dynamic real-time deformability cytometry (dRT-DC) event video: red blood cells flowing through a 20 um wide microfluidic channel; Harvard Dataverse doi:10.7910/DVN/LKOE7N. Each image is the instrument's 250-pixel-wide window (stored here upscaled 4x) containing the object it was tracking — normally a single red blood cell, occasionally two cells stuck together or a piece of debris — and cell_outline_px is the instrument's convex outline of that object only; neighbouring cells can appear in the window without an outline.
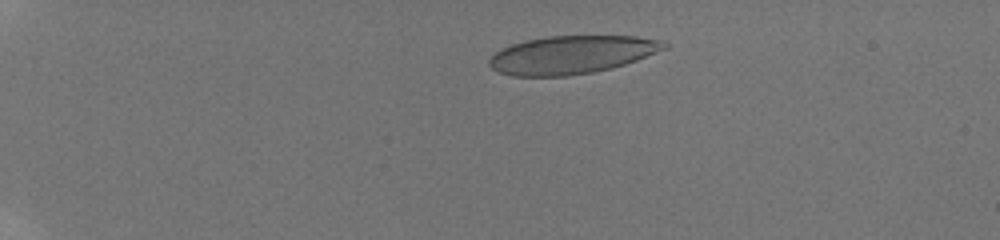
{"species": "human", "species_latin": "Homo sapiens", "temperature_condition": "room temperature", "stored_images_in_passage": 9, "camera_frame_rate_fps": 3000, "um_per_image_px": 0.085, "donor": {"sex": "male"}, "frame": {"image": 1, "passage_image": 1, "time_ms": 0.0, "image_size_px": [1000, 240], "cell_outline_px": [[668, 48], [636, 60], [612, 68], [592, 72], [568, 76], [512, 76], [500, 72], [492, 68], [488, 64], [488, 60], [500, 48], [524, 40], [548, 36], [636, 36], [664, 40], [668, 44]], "centroid_in_image_um": [48.6, 4.65], "position_along_channel_um": 36.4, "area_um2": 38.96}}
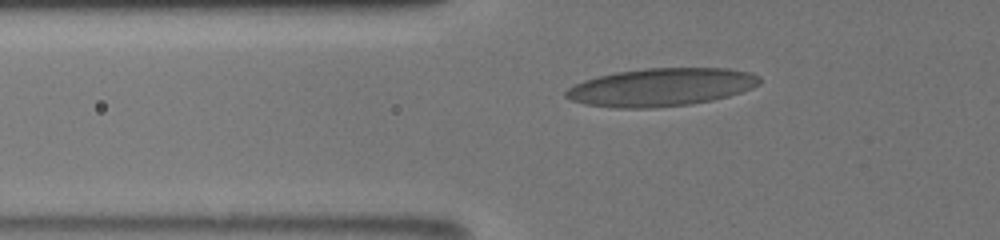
{"frame": {"image": 2, "passage_image": 5, "time_ms": 3.0, "image_size_px": [1000, 240], "cell_outline_px": [[760, 84], [752, 88], [728, 96], [712, 100], [692, 104], [652, 108], [616, 108], [584, 104], [572, 100], [564, 96], [564, 92], [568, 88], [584, 80], [616, 72], [644, 68], [728, 68], [752, 72], [760, 76]], "centroid_in_image_um": [56.22, 7.41], "position_along_channel_um": 69.6, "area_um2": 43.0}}
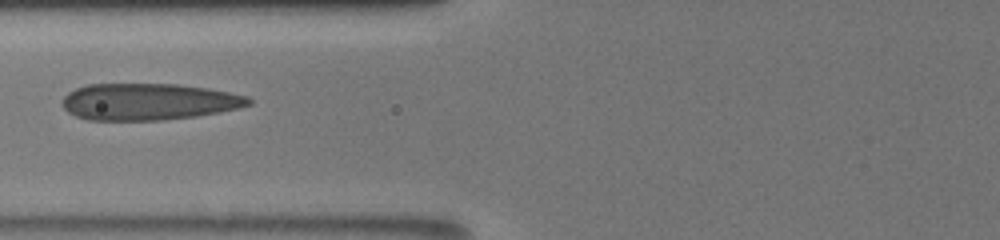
{"frame": {"image": 3, "passage_image": 7, "time_ms": 4.333, "image_size_px": [1000, 240], "cell_outline_px": [[252, 104], [240, 108], [196, 116], [164, 120], [88, 120], [76, 116], [68, 112], [64, 108], [64, 96], [68, 92], [76, 88], [88, 84], [176, 84], [208, 88], [248, 96], [252, 100]], "centroid_in_image_um": [12.65, 8.64], "position_along_channel_um": 113.2, "area_um2": 39.88}}